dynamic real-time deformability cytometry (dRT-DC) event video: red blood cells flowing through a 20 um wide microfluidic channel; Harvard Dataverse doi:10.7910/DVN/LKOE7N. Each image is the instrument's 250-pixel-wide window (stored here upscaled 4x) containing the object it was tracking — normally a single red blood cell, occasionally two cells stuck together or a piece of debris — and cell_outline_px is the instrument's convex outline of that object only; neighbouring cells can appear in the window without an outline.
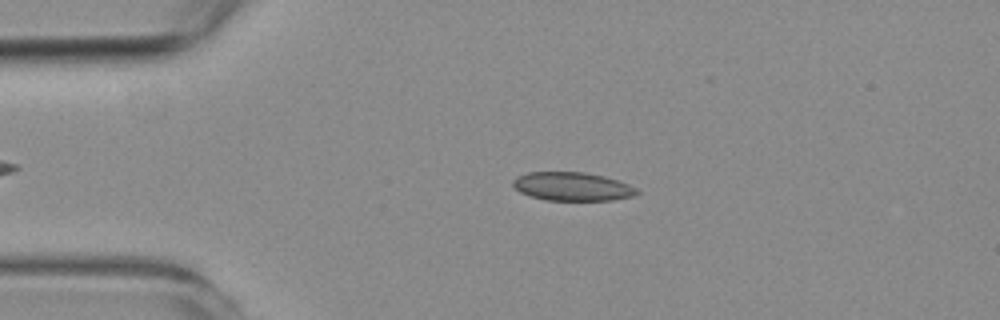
{"species": "common noctule bat (a hibernating species)", "species_latin": "Nyctalus noctula", "temperature_condition": "room temperature", "stored_images_in_passage": 54, "camera_frame_rate_fps": 3000, "um_per_image_px": 0.085, "animal": {"sex": "female", "body_mass_g": 19.3, "forearm_length_mm": 54.1}, "frame": {"image": 1, "passage_image": 11, "time_ms": 3.333, "image_size_px": [1000, 320], "cell_outline_px": [[640, 192], [632, 196], [612, 200], [544, 200], [528, 196], [520, 192], [512, 184], [512, 180], [516, 176], [528, 172], [584, 172], [604, 176], [628, 184], [636, 188]], "centroid_in_image_um": [48.6, 15.85], "position_along_channel_um": 36.4, "area_um2": 20.63}}
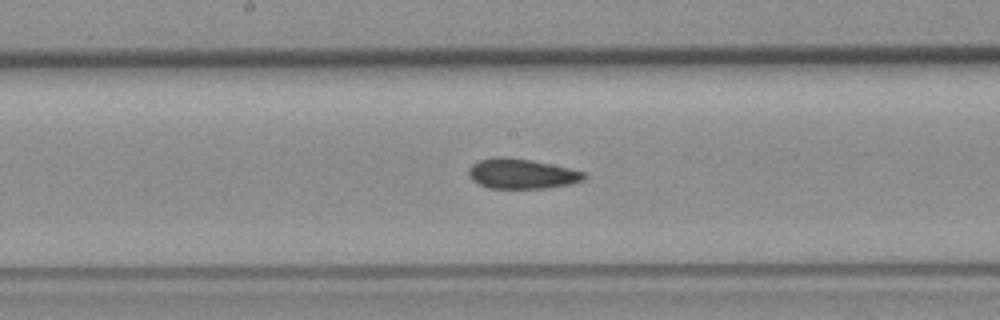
{"frame": {"image": 2, "passage_image": 27, "time_ms": 8.667, "image_size_px": [1000, 320], "cell_outline_px": [[588, 176], [584, 180], [568, 184], [544, 188], [488, 188], [472, 180], [468, 176], [468, 168], [472, 164], [480, 160], [492, 156], [504, 156], [532, 160], [568, 168], [584, 172]], "centroid_in_image_um": [44.3, 14.75], "position_along_channel_um": 203.9, "area_um2": 20.23}}
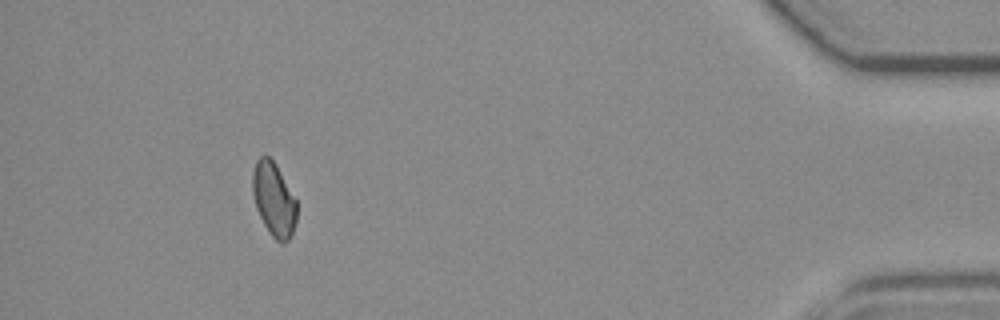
{"frame": {"image": 3, "passage_image": 49, "time_ms": 16.0, "image_size_px": [1000, 320], "cell_outline_px": [[296, 220], [292, 236], [284, 244], [280, 244], [272, 236], [264, 224], [256, 208], [252, 192], [252, 172], [256, 160], [260, 156], [268, 156], [276, 164], [296, 200]], "centroid_in_image_um": [23.26, 16.96], "position_along_channel_um": 411.9, "area_um2": 19.02}, "authors_computed_cell_mechanics": {"area_um2": 20.2878, "velocity_mm_per_s": 3.7495, "shape_relaxation_time_tau1_ms": null, "shape_relaxation_time_tau2_ms": 3.6189, "deformation_change_tau1": null, "deformation_change_tau2": 0.0717}}